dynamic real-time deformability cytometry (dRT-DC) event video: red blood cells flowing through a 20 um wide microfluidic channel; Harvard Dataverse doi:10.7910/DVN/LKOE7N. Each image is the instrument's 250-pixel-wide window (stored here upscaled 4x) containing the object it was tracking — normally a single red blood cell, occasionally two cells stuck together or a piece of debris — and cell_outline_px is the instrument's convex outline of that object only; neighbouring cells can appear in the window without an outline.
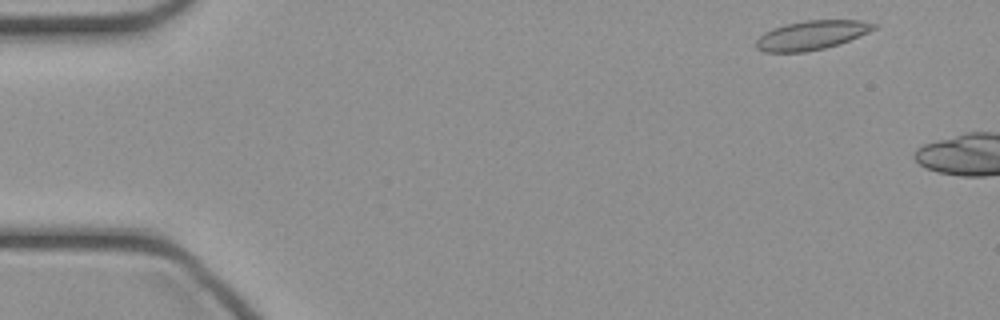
{"species": "common noctule bat (a hibernating species)", "species_latin": "Nyctalus noctula", "temperature_condition": "cold", "stored_images_in_passage": 6, "camera_frame_rate_fps": 3000, "um_per_image_px": 0.085, "animal": {"sex": "female", "body_mass_g": 21.9}, "frame": {"image": 1, "passage_image": 3, "time_ms": 0.667, "image_size_px": [1000, 320], "cell_outline_px": [[880, 24], [876, 28], [868, 32], [840, 44], [824, 48], [804, 52], [764, 52], [756, 48], [756, 40], [764, 32], [772, 28], [784, 24], [808, 20], [860, 20]], "centroid_in_image_um": [68.99, 2.98], "position_along_channel_um": 16.0, "area_um2": 20.06}}